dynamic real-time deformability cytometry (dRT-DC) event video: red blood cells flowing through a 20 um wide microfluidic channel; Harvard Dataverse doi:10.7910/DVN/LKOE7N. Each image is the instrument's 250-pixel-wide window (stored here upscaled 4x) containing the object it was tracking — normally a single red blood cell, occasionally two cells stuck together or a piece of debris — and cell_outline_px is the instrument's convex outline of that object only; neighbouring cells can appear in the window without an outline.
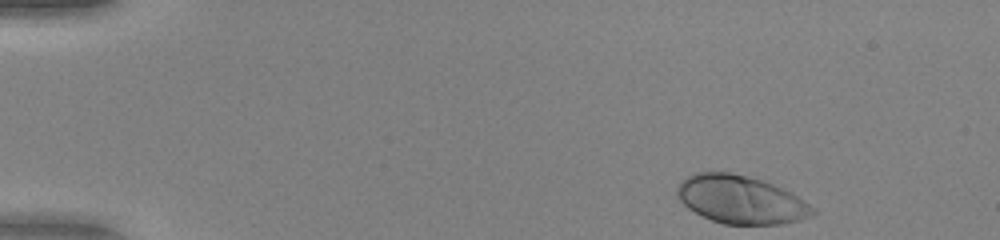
{"species": "human", "species_latin": "Homo sapiens", "temperature_condition": "warm", "stored_images_in_passage": 46, "camera_frame_rate_fps": 3000, "um_per_image_px": 0.085, "donor": {"sex": "female"}, "frame": {"image": 1, "passage_image": 1, "time_ms": 0.0, "image_size_px": [1000, 240], "cell_outline_px": [[816, 212], [812, 216], [800, 220], [784, 224], [724, 224], [712, 220], [688, 208], [676, 196], [676, 188], [688, 176], [696, 172], [728, 172], [748, 176], [772, 184], [792, 192], [816, 208]], "centroid_in_image_um": [63.01, 16.97], "position_along_channel_um": 22.0, "area_um2": 37.92}}
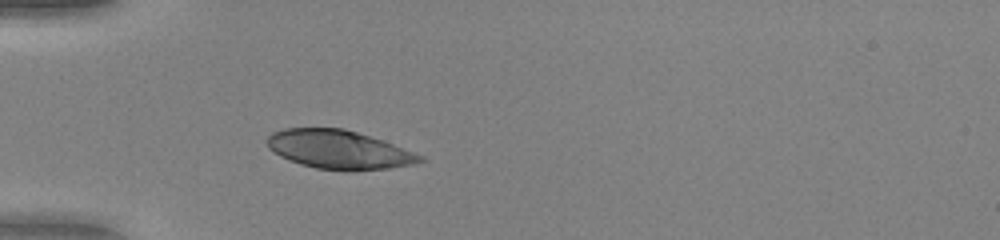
{"frame": {"image": 2, "passage_image": 11, "time_ms": 3.333, "image_size_px": [1000, 240], "cell_outline_px": [[428, 160], [412, 164], [388, 168], [348, 172], [344, 172], [316, 168], [300, 164], [288, 160], [272, 152], [268, 148], [264, 140], [272, 132], [284, 128], [344, 128], [392, 144], [424, 156]], "centroid_in_image_um": [28.75, 12.73], "position_along_channel_um": 56.3, "area_um2": 34.74}}
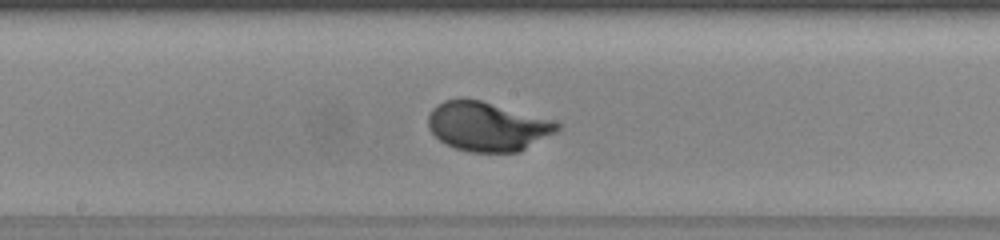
{"frame": {"image": 3, "passage_image": 23, "time_ms": 7.333, "image_size_px": [1000, 240], "cell_outline_px": [[560, 128], [556, 132], [520, 152], [468, 152], [456, 148], [440, 140], [428, 128], [428, 116], [432, 108], [436, 104], [444, 100], [480, 100], [548, 120], [560, 124]], "centroid_in_image_um": [41.39, 10.77], "position_along_channel_um": 206.8, "area_um2": 36.24}, "authors_computed_cell_mechanics": {"area_um2": 35.9227, "velocity_mm_per_s": 4.0567, "shape_relaxation_time_tau1_ms": 2.0865, "shape_relaxation_time_tau2_ms": null, "deformation_change_tau1": 0.1638, "deformation_change_tau2": null}}